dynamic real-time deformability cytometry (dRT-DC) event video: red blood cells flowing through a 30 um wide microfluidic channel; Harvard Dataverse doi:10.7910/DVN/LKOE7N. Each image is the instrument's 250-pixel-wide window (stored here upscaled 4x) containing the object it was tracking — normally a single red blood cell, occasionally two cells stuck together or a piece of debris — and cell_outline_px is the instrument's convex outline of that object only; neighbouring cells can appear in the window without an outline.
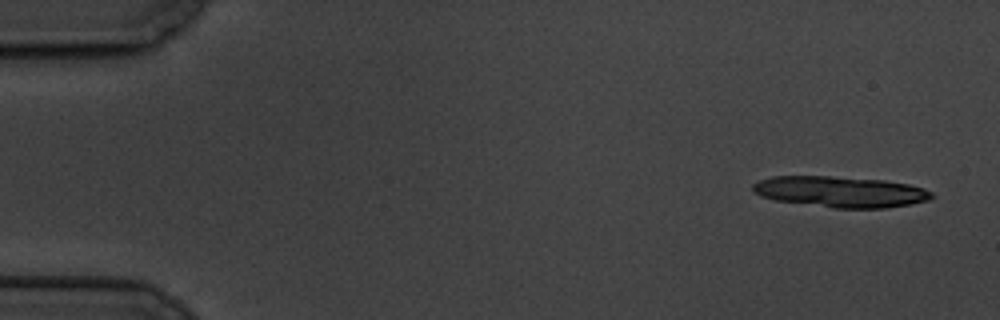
{"species": "common noctule bat (a hibernating species)", "species_latin": "Nyctalus noctula", "temperature_condition": "cold", "stored_images_in_passage": 6, "camera_frame_rate_fps": 3000, "um_per_image_px": 0.085, "animal": {"sex": "male", "body_mass_g": 19.5, "forearm_length_mm": 54.6}, "frame": {"image": 1, "passage_image": 1, "time_ms": 0.0, "image_size_px": [1000, 320], "cell_outline_px": [[936, 196], [928, 200], [912, 204], [888, 208], [832, 208], [776, 200], [760, 196], [752, 192], [752, 184], [760, 180], [772, 176], [828, 176], [884, 180], [908, 184], [924, 188], [932, 192]], "centroid_in_image_um": [71.45, 16.3], "position_along_channel_um": 13.6, "area_um2": 32.48}}
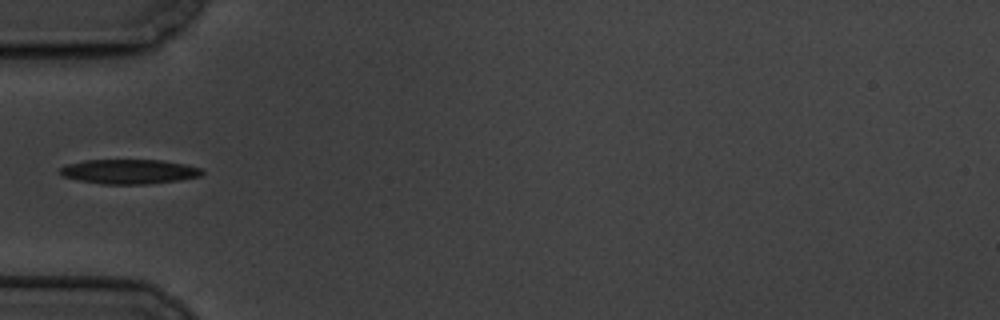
{"frame": {"image": 2, "passage_image": 6, "time_ms": 5.667, "image_size_px": [1000, 320], "cell_outline_px": [[204, 172], [200, 176], [180, 180], [148, 184], [100, 184], [60, 176], [60, 168], [68, 164], [84, 160], [160, 160], [184, 164], [204, 168]], "centroid_in_image_um": [11.0, 14.58], "position_along_channel_um": 74.0, "area_um2": 20.4}}